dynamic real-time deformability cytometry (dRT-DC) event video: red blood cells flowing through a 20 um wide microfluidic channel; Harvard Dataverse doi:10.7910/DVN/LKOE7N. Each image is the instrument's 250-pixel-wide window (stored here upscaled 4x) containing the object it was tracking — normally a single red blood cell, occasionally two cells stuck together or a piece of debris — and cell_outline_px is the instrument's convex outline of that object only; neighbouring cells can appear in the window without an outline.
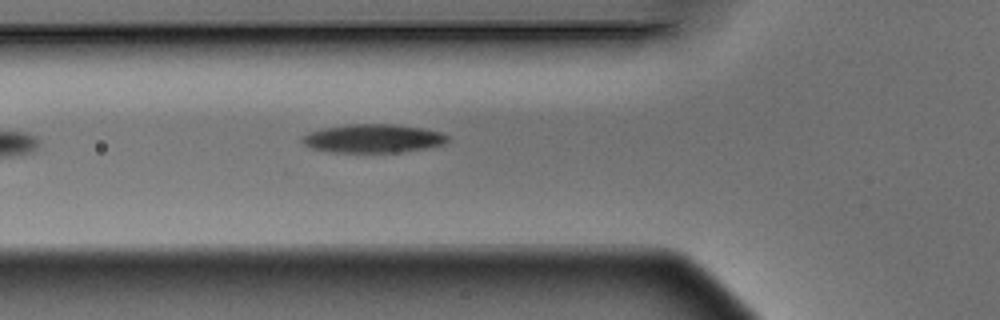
{"species": "Egyptian fruit bat (a non-hibernating species)", "species_latin": "Rousettus aegyptiacus", "temperature_condition": "warm", "stored_images_in_passage": 3, "camera_frame_rate_fps": 3000, "um_per_image_px": 0.085, "animal": {"sex": "male"}, "frame": {"image": 1, "passage_image": 3, "time_ms": 0.667, "image_size_px": [1000, 320], "cell_outline_px": [[448, 140], [444, 144], [424, 148], [400, 152], [328, 152], [312, 148], [304, 144], [300, 140], [308, 132], [324, 128], [348, 124], [392, 124], [424, 128], [440, 132], [448, 136]], "centroid_in_image_um": [31.7, 11.77], "position_along_channel_um": 94.1, "area_um2": 24.1}}